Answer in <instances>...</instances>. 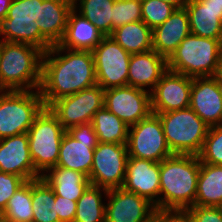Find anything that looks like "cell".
I'll return each mask as SVG.
<instances>
[{
  "instance_id": "cell-1",
  "label": "cell",
  "mask_w": 222,
  "mask_h": 222,
  "mask_svg": "<svg viewBox=\"0 0 222 222\" xmlns=\"http://www.w3.org/2000/svg\"><path fill=\"white\" fill-rule=\"evenodd\" d=\"M95 84L92 51L70 50L56 44L43 53L39 92L45 107Z\"/></svg>"
},
{
  "instance_id": "cell-2",
  "label": "cell",
  "mask_w": 222,
  "mask_h": 222,
  "mask_svg": "<svg viewBox=\"0 0 222 222\" xmlns=\"http://www.w3.org/2000/svg\"><path fill=\"white\" fill-rule=\"evenodd\" d=\"M200 159L173 154L160 162V209L187 210L194 205Z\"/></svg>"
},
{
  "instance_id": "cell-3",
  "label": "cell",
  "mask_w": 222,
  "mask_h": 222,
  "mask_svg": "<svg viewBox=\"0 0 222 222\" xmlns=\"http://www.w3.org/2000/svg\"><path fill=\"white\" fill-rule=\"evenodd\" d=\"M43 53L30 44L0 41L2 92L39 90Z\"/></svg>"
},
{
  "instance_id": "cell-4",
  "label": "cell",
  "mask_w": 222,
  "mask_h": 222,
  "mask_svg": "<svg viewBox=\"0 0 222 222\" xmlns=\"http://www.w3.org/2000/svg\"><path fill=\"white\" fill-rule=\"evenodd\" d=\"M222 54V41L187 35L167 60V69L187 77L214 76Z\"/></svg>"
},
{
  "instance_id": "cell-5",
  "label": "cell",
  "mask_w": 222,
  "mask_h": 222,
  "mask_svg": "<svg viewBox=\"0 0 222 222\" xmlns=\"http://www.w3.org/2000/svg\"><path fill=\"white\" fill-rule=\"evenodd\" d=\"M155 114L162 122L166 143L173 154L199 155L210 126L190 107Z\"/></svg>"
},
{
  "instance_id": "cell-6",
  "label": "cell",
  "mask_w": 222,
  "mask_h": 222,
  "mask_svg": "<svg viewBox=\"0 0 222 222\" xmlns=\"http://www.w3.org/2000/svg\"><path fill=\"white\" fill-rule=\"evenodd\" d=\"M42 0H12L7 17L0 21V41L25 43L46 52L53 45L40 33Z\"/></svg>"
},
{
  "instance_id": "cell-7",
  "label": "cell",
  "mask_w": 222,
  "mask_h": 222,
  "mask_svg": "<svg viewBox=\"0 0 222 222\" xmlns=\"http://www.w3.org/2000/svg\"><path fill=\"white\" fill-rule=\"evenodd\" d=\"M66 130L58 117L44 107L28 130L29 150L34 168L43 175L57 165L62 138Z\"/></svg>"
},
{
  "instance_id": "cell-8",
  "label": "cell",
  "mask_w": 222,
  "mask_h": 222,
  "mask_svg": "<svg viewBox=\"0 0 222 222\" xmlns=\"http://www.w3.org/2000/svg\"><path fill=\"white\" fill-rule=\"evenodd\" d=\"M44 107L39 90L0 92V139L27 133Z\"/></svg>"
},
{
  "instance_id": "cell-9",
  "label": "cell",
  "mask_w": 222,
  "mask_h": 222,
  "mask_svg": "<svg viewBox=\"0 0 222 222\" xmlns=\"http://www.w3.org/2000/svg\"><path fill=\"white\" fill-rule=\"evenodd\" d=\"M97 144L92 122L69 128L62 138L56 166L78 171L89 177Z\"/></svg>"
},
{
  "instance_id": "cell-10",
  "label": "cell",
  "mask_w": 222,
  "mask_h": 222,
  "mask_svg": "<svg viewBox=\"0 0 222 222\" xmlns=\"http://www.w3.org/2000/svg\"><path fill=\"white\" fill-rule=\"evenodd\" d=\"M129 157L161 162L173 155L169 149L159 116L151 113L128 129Z\"/></svg>"
},
{
  "instance_id": "cell-11",
  "label": "cell",
  "mask_w": 222,
  "mask_h": 222,
  "mask_svg": "<svg viewBox=\"0 0 222 222\" xmlns=\"http://www.w3.org/2000/svg\"><path fill=\"white\" fill-rule=\"evenodd\" d=\"M128 158L127 144L98 142L88 177L90 184L107 190L121 188Z\"/></svg>"
},
{
  "instance_id": "cell-12",
  "label": "cell",
  "mask_w": 222,
  "mask_h": 222,
  "mask_svg": "<svg viewBox=\"0 0 222 222\" xmlns=\"http://www.w3.org/2000/svg\"><path fill=\"white\" fill-rule=\"evenodd\" d=\"M96 80L104 90L128 85L131 54L111 36H105L92 51Z\"/></svg>"
},
{
  "instance_id": "cell-13",
  "label": "cell",
  "mask_w": 222,
  "mask_h": 222,
  "mask_svg": "<svg viewBox=\"0 0 222 222\" xmlns=\"http://www.w3.org/2000/svg\"><path fill=\"white\" fill-rule=\"evenodd\" d=\"M104 106V89L95 84L75 94L54 101L50 110L58 117L65 130L92 122L94 114Z\"/></svg>"
},
{
  "instance_id": "cell-14",
  "label": "cell",
  "mask_w": 222,
  "mask_h": 222,
  "mask_svg": "<svg viewBox=\"0 0 222 222\" xmlns=\"http://www.w3.org/2000/svg\"><path fill=\"white\" fill-rule=\"evenodd\" d=\"M104 106L130 127L152 113L151 93L129 85L109 88Z\"/></svg>"
},
{
  "instance_id": "cell-15",
  "label": "cell",
  "mask_w": 222,
  "mask_h": 222,
  "mask_svg": "<svg viewBox=\"0 0 222 222\" xmlns=\"http://www.w3.org/2000/svg\"><path fill=\"white\" fill-rule=\"evenodd\" d=\"M193 78L167 70L151 92L152 113H165L190 106Z\"/></svg>"
},
{
  "instance_id": "cell-16",
  "label": "cell",
  "mask_w": 222,
  "mask_h": 222,
  "mask_svg": "<svg viewBox=\"0 0 222 222\" xmlns=\"http://www.w3.org/2000/svg\"><path fill=\"white\" fill-rule=\"evenodd\" d=\"M155 205L143 196L116 188L108 190L105 222H150Z\"/></svg>"
},
{
  "instance_id": "cell-17",
  "label": "cell",
  "mask_w": 222,
  "mask_h": 222,
  "mask_svg": "<svg viewBox=\"0 0 222 222\" xmlns=\"http://www.w3.org/2000/svg\"><path fill=\"white\" fill-rule=\"evenodd\" d=\"M122 188L145 197L160 209V162L129 157Z\"/></svg>"
},
{
  "instance_id": "cell-18",
  "label": "cell",
  "mask_w": 222,
  "mask_h": 222,
  "mask_svg": "<svg viewBox=\"0 0 222 222\" xmlns=\"http://www.w3.org/2000/svg\"><path fill=\"white\" fill-rule=\"evenodd\" d=\"M189 107L207 125H221L222 85L214 76L193 78Z\"/></svg>"
},
{
  "instance_id": "cell-19",
  "label": "cell",
  "mask_w": 222,
  "mask_h": 222,
  "mask_svg": "<svg viewBox=\"0 0 222 222\" xmlns=\"http://www.w3.org/2000/svg\"><path fill=\"white\" fill-rule=\"evenodd\" d=\"M28 144V133L0 139V172L18 175L26 181L40 178Z\"/></svg>"
},
{
  "instance_id": "cell-20",
  "label": "cell",
  "mask_w": 222,
  "mask_h": 222,
  "mask_svg": "<svg viewBox=\"0 0 222 222\" xmlns=\"http://www.w3.org/2000/svg\"><path fill=\"white\" fill-rule=\"evenodd\" d=\"M167 70V60L153 49L131 54L128 85L151 93Z\"/></svg>"
},
{
  "instance_id": "cell-21",
  "label": "cell",
  "mask_w": 222,
  "mask_h": 222,
  "mask_svg": "<svg viewBox=\"0 0 222 222\" xmlns=\"http://www.w3.org/2000/svg\"><path fill=\"white\" fill-rule=\"evenodd\" d=\"M190 33L186 9H175L164 23L152 30L153 50L168 60Z\"/></svg>"
},
{
  "instance_id": "cell-22",
  "label": "cell",
  "mask_w": 222,
  "mask_h": 222,
  "mask_svg": "<svg viewBox=\"0 0 222 222\" xmlns=\"http://www.w3.org/2000/svg\"><path fill=\"white\" fill-rule=\"evenodd\" d=\"M73 0H42L40 19L36 20L40 33L52 44L62 40Z\"/></svg>"
},
{
  "instance_id": "cell-23",
  "label": "cell",
  "mask_w": 222,
  "mask_h": 222,
  "mask_svg": "<svg viewBox=\"0 0 222 222\" xmlns=\"http://www.w3.org/2000/svg\"><path fill=\"white\" fill-rule=\"evenodd\" d=\"M105 35L89 20L72 9L60 47L70 50L93 51Z\"/></svg>"
},
{
  "instance_id": "cell-24",
  "label": "cell",
  "mask_w": 222,
  "mask_h": 222,
  "mask_svg": "<svg viewBox=\"0 0 222 222\" xmlns=\"http://www.w3.org/2000/svg\"><path fill=\"white\" fill-rule=\"evenodd\" d=\"M185 9L191 34L222 41V9L204 6L199 0H189Z\"/></svg>"
},
{
  "instance_id": "cell-25",
  "label": "cell",
  "mask_w": 222,
  "mask_h": 222,
  "mask_svg": "<svg viewBox=\"0 0 222 222\" xmlns=\"http://www.w3.org/2000/svg\"><path fill=\"white\" fill-rule=\"evenodd\" d=\"M52 188L55 196L78 201L90 185L87 175L59 166L49 168L41 176Z\"/></svg>"
},
{
  "instance_id": "cell-26",
  "label": "cell",
  "mask_w": 222,
  "mask_h": 222,
  "mask_svg": "<svg viewBox=\"0 0 222 222\" xmlns=\"http://www.w3.org/2000/svg\"><path fill=\"white\" fill-rule=\"evenodd\" d=\"M194 205L222 207V165L200 162Z\"/></svg>"
},
{
  "instance_id": "cell-27",
  "label": "cell",
  "mask_w": 222,
  "mask_h": 222,
  "mask_svg": "<svg viewBox=\"0 0 222 222\" xmlns=\"http://www.w3.org/2000/svg\"><path fill=\"white\" fill-rule=\"evenodd\" d=\"M110 36L129 54L153 49L152 29L142 20L120 26Z\"/></svg>"
},
{
  "instance_id": "cell-28",
  "label": "cell",
  "mask_w": 222,
  "mask_h": 222,
  "mask_svg": "<svg viewBox=\"0 0 222 222\" xmlns=\"http://www.w3.org/2000/svg\"><path fill=\"white\" fill-rule=\"evenodd\" d=\"M92 124L98 142L127 144L129 126L105 106L94 114Z\"/></svg>"
},
{
  "instance_id": "cell-29",
  "label": "cell",
  "mask_w": 222,
  "mask_h": 222,
  "mask_svg": "<svg viewBox=\"0 0 222 222\" xmlns=\"http://www.w3.org/2000/svg\"><path fill=\"white\" fill-rule=\"evenodd\" d=\"M107 192L90 184L77 201L73 222H105Z\"/></svg>"
},
{
  "instance_id": "cell-30",
  "label": "cell",
  "mask_w": 222,
  "mask_h": 222,
  "mask_svg": "<svg viewBox=\"0 0 222 222\" xmlns=\"http://www.w3.org/2000/svg\"><path fill=\"white\" fill-rule=\"evenodd\" d=\"M32 222H59L55 194L42 178L31 180Z\"/></svg>"
},
{
  "instance_id": "cell-31",
  "label": "cell",
  "mask_w": 222,
  "mask_h": 222,
  "mask_svg": "<svg viewBox=\"0 0 222 222\" xmlns=\"http://www.w3.org/2000/svg\"><path fill=\"white\" fill-rule=\"evenodd\" d=\"M114 1L73 0V9L95 25L105 36H110Z\"/></svg>"
},
{
  "instance_id": "cell-32",
  "label": "cell",
  "mask_w": 222,
  "mask_h": 222,
  "mask_svg": "<svg viewBox=\"0 0 222 222\" xmlns=\"http://www.w3.org/2000/svg\"><path fill=\"white\" fill-rule=\"evenodd\" d=\"M0 216L5 222H32L31 180L18 188Z\"/></svg>"
},
{
  "instance_id": "cell-33",
  "label": "cell",
  "mask_w": 222,
  "mask_h": 222,
  "mask_svg": "<svg viewBox=\"0 0 222 222\" xmlns=\"http://www.w3.org/2000/svg\"><path fill=\"white\" fill-rule=\"evenodd\" d=\"M198 157L202 163L222 165V125L209 127Z\"/></svg>"
},
{
  "instance_id": "cell-34",
  "label": "cell",
  "mask_w": 222,
  "mask_h": 222,
  "mask_svg": "<svg viewBox=\"0 0 222 222\" xmlns=\"http://www.w3.org/2000/svg\"><path fill=\"white\" fill-rule=\"evenodd\" d=\"M176 8L161 0H141L142 21L152 30L164 23Z\"/></svg>"
},
{
  "instance_id": "cell-35",
  "label": "cell",
  "mask_w": 222,
  "mask_h": 222,
  "mask_svg": "<svg viewBox=\"0 0 222 222\" xmlns=\"http://www.w3.org/2000/svg\"><path fill=\"white\" fill-rule=\"evenodd\" d=\"M111 19L112 32L130 22L141 21V0H115Z\"/></svg>"
},
{
  "instance_id": "cell-36",
  "label": "cell",
  "mask_w": 222,
  "mask_h": 222,
  "mask_svg": "<svg viewBox=\"0 0 222 222\" xmlns=\"http://www.w3.org/2000/svg\"><path fill=\"white\" fill-rule=\"evenodd\" d=\"M26 180L18 175L0 172V214L7 206L9 199Z\"/></svg>"
},
{
  "instance_id": "cell-37",
  "label": "cell",
  "mask_w": 222,
  "mask_h": 222,
  "mask_svg": "<svg viewBox=\"0 0 222 222\" xmlns=\"http://www.w3.org/2000/svg\"><path fill=\"white\" fill-rule=\"evenodd\" d=\"M186 212L190 222H222V207L193 205Z\"/></svg>"
},
{
  "instance_id": "cell-38",
  "label": "cell",
  "mask_w": 222,
  "mask_h": 222,
  "mask_svg": "<svg viewBox=\"0 0 222 222\" xmlns=\"http://www.w3.org/2000/svg\"><path fill=\"white\" fill-rule=\"evenodd\" d=\"M55 204L59 222H73L76 215L77 201L55 196Z\"/></svg>"
},
{
  "instance_id": "cell-39",
  "label": "cell",
  "mask_w": 222,
  "mask_h": 222,
  "mask_svg": "<svg viewBox=\"0 0 222 222\" xmlns=\"http://www.w3.org/2000/svg\"><path fill=\"white\" fill-rule=\"evenodd\" d=\"M150 222H190L186 210L155 209Z\"/></svg>"
},
{
  "instance_id": "cell-40",
  "label": "cell",
  "mask_w": 222,
  "mask_h": 222,
  "mask_svg": "<svg viewBox=\"0 0 222 222\" xmlns=\"http://www.w3.org/2000/svg\"><path fill=\"white\" fill-rule=\"evenodd\" d=\"M12 0H0V21L7 17Z\"/></svg>"
},
{
  "instance_id": "cell-41",
  "label": "cell",
  "mask_w": 222,
  "mask_h": 222,
  "mask_svg": "<svg viewBox=\"0 0 222 222\" xmlns=\"http://www.w3.org/2000/svg\"><path fill=\"white\" fill-rule=\"evenodd\" d=\"M204 6L214 9H222V0H199Z\"/></svg>"
},
{
  "instance_id": "cell-42",
  "label": "cell",
  "mask_w": 222,
  "mask_h": 222,
  "mask_svg": "<svg viewBox=\"0 0 222 222\" xmlns=\"http://www.w3.org/2000/svg\"><path fill=\"white\" fill-rule=\"evenodd\" d=\"M174 6L176 9L185 8L189 0H161Z\"/></svg>"
},
{
  "instance_id": "cell-43",
  "label": "cell",
  "mask_w": 222,
  "mask_h": 222,
  "mask_svg": "<svg viewBox=\"0 0 222 222\" xmlns=\"http://www.w3.org/2000/svg\"><path fill=\"white\" fill-rule=\"evenodd\" d=\"M214 77L222 85V54H221V57L219 59V63H218L217 70H216V73H215Z\"/></svg>"
},
{
  "instance_id": "cell-44",
  "label": "cell",
  "mask_w": 222,
  "mask_h": 222,
  "mask_svg": "<svg viewBox=\"0 0 222 222\" xmlns=\"http://www.w3.org/2000/svg\"><path fill=\"white\" fill-rule=\"evenodd\" d=\"M0 92H2V81H1V75H0Z\"/></svg>"
},
{
  "instance_id": "cell-45",
  "label": "cell",
  "mask_w": 222,
  "mask_h": 222,
  "mask_svg": "<svg viewBox=\"0 0 222 222\" xmlns=\"http://www.w3.org/2000/svg\"><path fill=\"white\" fill-rule=\"evenodd\" d=\"M0 222H5L4 219L0 216Z\"/></svg>"
}]
</instances>
